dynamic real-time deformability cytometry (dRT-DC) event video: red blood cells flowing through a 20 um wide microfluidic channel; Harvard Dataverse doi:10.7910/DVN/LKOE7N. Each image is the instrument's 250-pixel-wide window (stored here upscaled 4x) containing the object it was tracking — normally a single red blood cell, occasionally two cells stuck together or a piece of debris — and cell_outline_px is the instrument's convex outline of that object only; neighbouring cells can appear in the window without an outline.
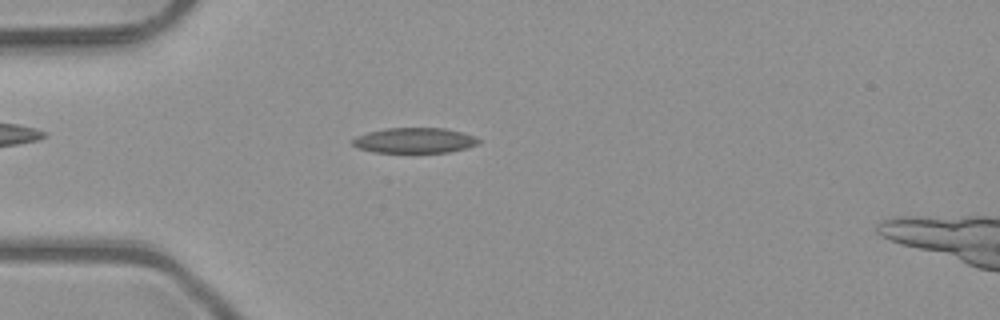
{"species": "common noctule bat (a hibernating species)", "species_latin": "Nyctalus noctula", "temperature_condition": "room temperature", "stored_images_in_passage": 3, "camera_frame_rate_fps": 3000, "um_per_image_px": 0.085, "animal": {"sex": "male", "body_mass_g": 23.1, "forearm_length_mm": 52.7}, "frame": {"image": 1, "passage_image": 1, "time_ms": 0.0, "image_size_px": [1000, 320], "cell_outline_px": [[480, 144], [468, 148], [448, 152], [372, 152], [356, 148], [352, 144], [352, 140], [356, 136], [368, 132], [384, 128], [444, 128], [460, 132], [472, 136], [480, 140]], "centroid_in_image_um": [35.2, 11.94], "position_along_channel_um": 49.8, "area_um2": 18.61}}
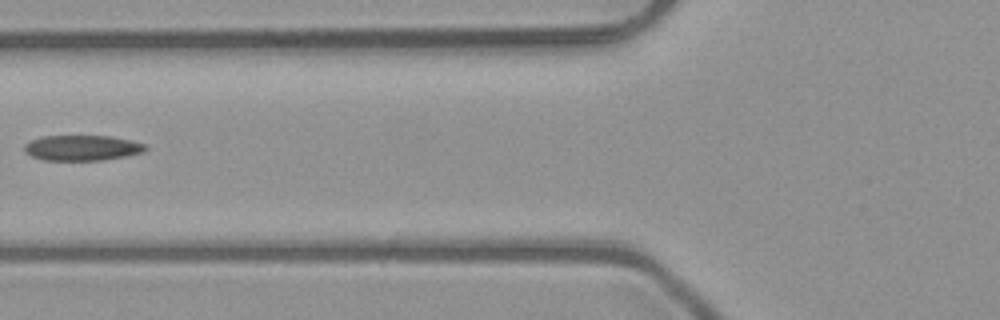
{"frame": {"image": 2, "passage_image": 3, "time_ms": 0.667, "image_size_px": [1000, 320], "cell_outline_px": [[148, 148], [144, 152], [104, 160], [44, 160], [32, 156], [24, 152], [24, 144], [40, 136], [108, 136], [128, 140], [144, 144]], "centroid_in_image_um": [6.94, 12.57], "position_along_channel_um": 118.9, "area_um2": 17.8}}